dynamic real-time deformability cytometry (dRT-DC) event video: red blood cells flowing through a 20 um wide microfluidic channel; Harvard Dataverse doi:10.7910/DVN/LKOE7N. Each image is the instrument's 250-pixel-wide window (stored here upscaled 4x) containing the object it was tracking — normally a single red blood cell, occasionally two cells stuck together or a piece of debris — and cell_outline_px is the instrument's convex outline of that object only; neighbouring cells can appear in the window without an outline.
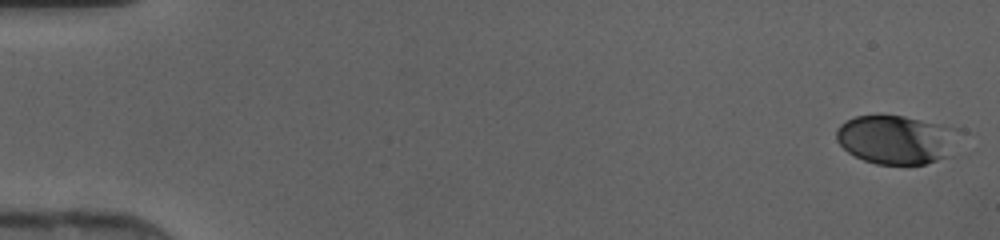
{"species": "human", "species_latin": "Homo sapiens", "temperature_condition": "cold", "stored_images_in_passage": 46, "camera_frame_rate_fps": 3000, "um_per_image_px": 0.085, "donor": {"sex": "female"}, "frame": {"image": 1, "passage_image": 1, "time_ms": 0.0, "image_size_px": [1000, 240], "cell_outline_px": [[960, 128], [952, 156], [924, 164], [876, 164], [864, 160], [848, 152], [836, 140], [836, 128], [840, 124], [856, 116], [904, 116]], "centroid_in_image_um": [76.23, 11.87], "position_along_channel_um": 8.8, "area_um2": 35.08}}
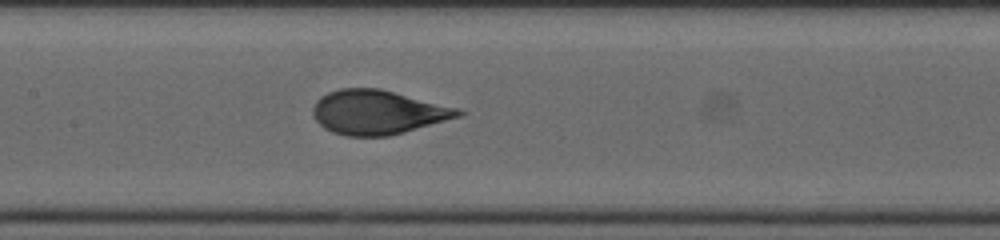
{"frame": {"image": 2, "passage_image": 23, "time_ms": 7.333, "image_size_px": [1000, 240], "cell_outline_px": [[464, 112], [460, 116], [404, 132], [388, 136], [348, 136], [332, 132], [324, 128], [316, 120], [312, 112], [312, 108], [316, 100], [320, 96], [328, 92], [340, 88], [380, 88], [456, 108]], "centroid_in_image_um": [32.04, 9.53], "position_along_channel_um": 175.4, "area_um2": 37.11}}
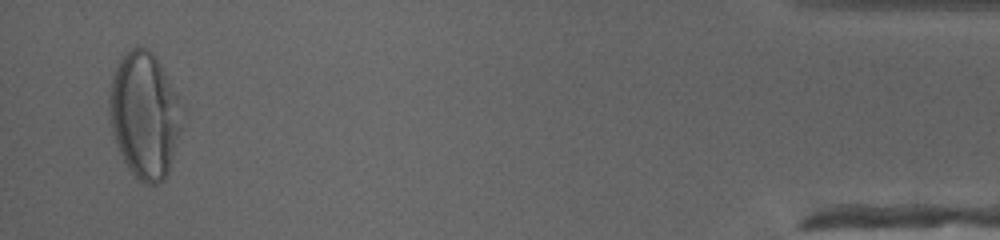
{"frame": {"image": 3, "passage_image": 45, "time_ms": 14.667, "image_size_px": [1000, 240], "cell_outline_px": [[180, 128], [168, 172], [164, 180], [156, 184], [144, 184], [132, 172], [124, 160], [116, 144], [108, 112], [108, 96], [112, 80], [120, 56], [128, 48], [136, 44], [148, 48], [156, 56], [176, 96]], "centroid_in_image_um": [12.21, 9.73], "position_along_channel_um": 423.0, "area_um2": 52.42}}